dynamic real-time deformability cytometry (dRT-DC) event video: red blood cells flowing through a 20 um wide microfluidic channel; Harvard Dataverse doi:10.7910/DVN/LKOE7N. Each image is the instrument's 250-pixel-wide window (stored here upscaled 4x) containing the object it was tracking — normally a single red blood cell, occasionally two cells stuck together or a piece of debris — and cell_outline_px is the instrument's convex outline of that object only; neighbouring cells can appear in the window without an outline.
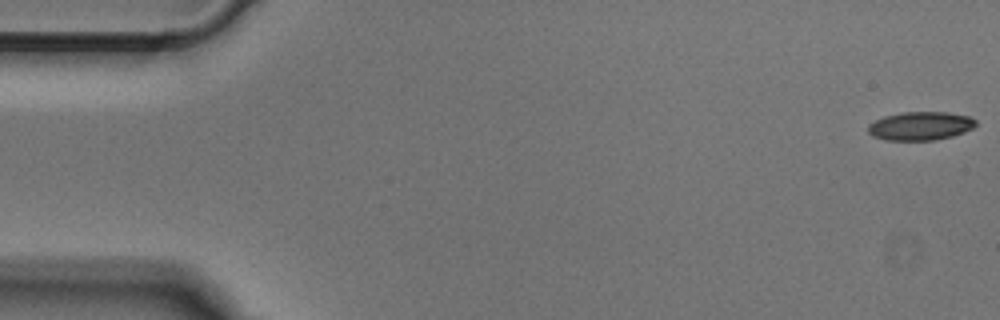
{"species": "Egyptian fruit bat (a non-hibernating species)", "species_latin": "Rousettus aegyptiacus", "temperature_condition": "cold", "stored_images_in_passage": 50, "camera_frame_rate_fps": 3000, "um_per_image_px": 0.085, "animal": {"sex": "male"}, "frame": {"image": 1, "passage_image": 1, "time_ms": 0.0, "image_size_px": [1000, 320], "cell_outline_px": [[976, 124], [972, 128], [964, 132], [952, 136], [932, 140], [884, 140], [872, 136], [868, 132], [868, 124], [884, 116], [904, 112], [948, 112], [968, 116], [976, 120]], "centroid_in_image_um": [78.21, 10.7], "position_along_channel_um": 6.8, "area_um2": 17.86}}
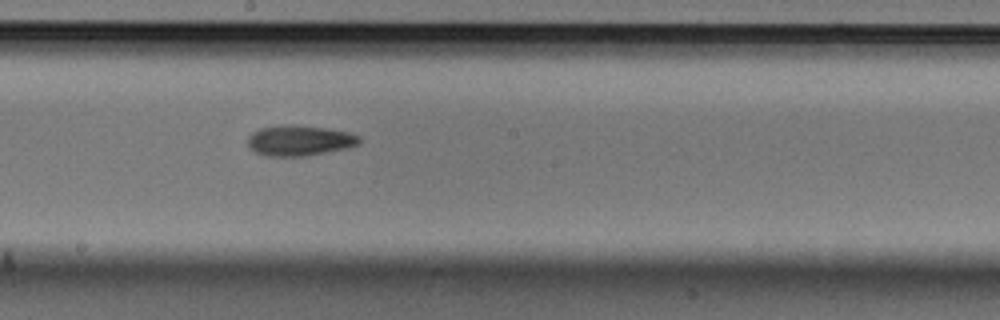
{"frame": {"image": 2, "passage_image": 27, "time_ms": 8.667, "image_size_px": [1000, 320], "cell_outline_px": [[360, 144], [348, 148], [308, 156], [264, 156], [248, 148], [248, 136], [252, 132], [260, 128], [288, 124], [328, 128], [348, 132], [360, 136]], "centroid_in_image_um": [25.46, 11.95], "position_along_channel_um": 222.7, "area_um2": 20.06}}
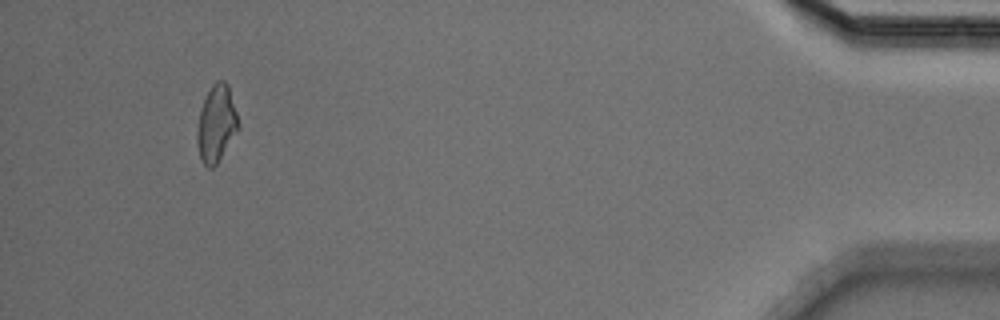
{"frame": {"image": 3, "passage_image": 47, "time_ms": 15.333, "image_size_px": [1000, 320], "cell_outline_px": [[236, 132], [216, 164], [212, 168], [208, 168], [200, 160], [196, 140], [196, 132], [200, 108], [212, 84], [216, 80], [224, 80], [228, 84], [236, 112]], "centroid_in_image_um": [18.34, 10.5], "position_along_channel_um": 416.9, "area_um2": 18.03}}